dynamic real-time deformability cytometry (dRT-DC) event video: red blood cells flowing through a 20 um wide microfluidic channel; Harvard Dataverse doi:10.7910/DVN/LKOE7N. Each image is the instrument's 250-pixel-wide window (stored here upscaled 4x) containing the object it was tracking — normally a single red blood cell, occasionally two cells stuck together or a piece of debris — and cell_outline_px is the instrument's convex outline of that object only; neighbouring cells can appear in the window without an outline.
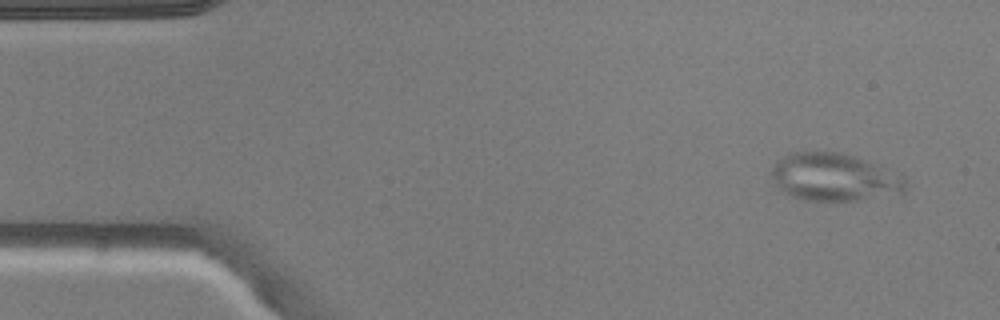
{"species": "common noctule bat (a hibernating species)", "species_latin": "Nyctalus noctula", "temperature_condition": "warm", "stored_images_in_passage": 5, "camera_frame_rate_fps": 3000, "um_per_image_px": 0.085, "animal": {"sex": "male", "body_mass_g": 20.5, "forearm_length_mm": 52.5}, "frame": {"image": 1, "passage_image": 1, "time_ms": 0.0, "image_size_px": [1000, 320], "cell_outline_px": [[904, 192], [856, 200], [804, 200], [792, 196], [784, 192], [776, 184], [772, 176], [772, 168], [776, 160], [788, 152], [844, 152], [900, 172], [904, 176]], "centroid_in_image_um": [70.91, 15.03], "position_along_channel_um": 14.1, "area_um2": 37.22}}